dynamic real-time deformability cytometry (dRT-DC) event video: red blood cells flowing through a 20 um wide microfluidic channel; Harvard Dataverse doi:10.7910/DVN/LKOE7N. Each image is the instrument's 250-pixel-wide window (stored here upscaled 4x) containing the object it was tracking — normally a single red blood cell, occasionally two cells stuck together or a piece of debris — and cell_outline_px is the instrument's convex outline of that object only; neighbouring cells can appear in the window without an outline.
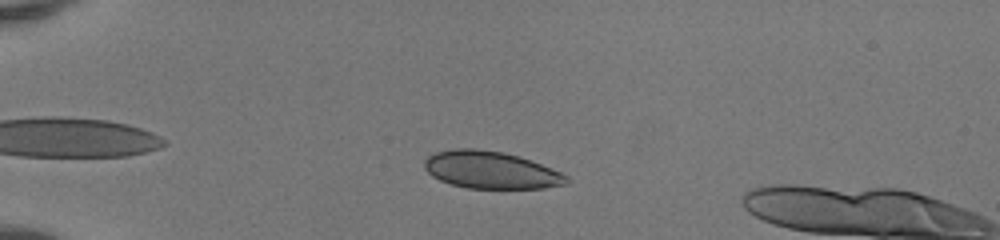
{"species": "human", "species_latin": "Homo sapiens", "temperature_condition": "room temperature", "stored_images_in_passage": 15, "camera_frame_rate_fps": 3000, "um_per_image_px": 0.085, "donor": {"sex": "female"}, "frame": {"image": 1, "passage_image": 11, "time_ms": 3.333, "image_size_px": [1000, 240], "cell_outline_px": [[568, 184], [544, 188], [468, 188], [452, 184], [440, 180], [432, 176], [424, 168], [424, 160], [428, 156], [436, 152], [452, 148], [476, 148], [504, 152], [520, 156], [560, 172], [568, 176]], "centroid_in_image_um": [41.7, 14.44], "position_along_channel_um": 43.3, "area_um2": 30.92}}